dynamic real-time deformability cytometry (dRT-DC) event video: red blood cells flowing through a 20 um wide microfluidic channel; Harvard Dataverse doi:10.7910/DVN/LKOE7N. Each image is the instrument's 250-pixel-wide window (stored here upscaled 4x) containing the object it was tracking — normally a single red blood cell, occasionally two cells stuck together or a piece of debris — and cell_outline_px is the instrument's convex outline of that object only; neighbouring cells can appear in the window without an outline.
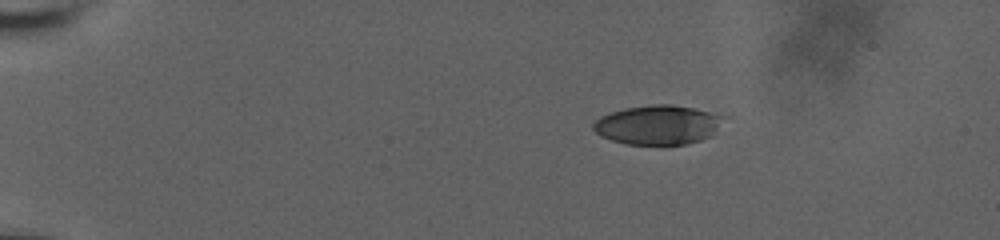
{"species": "human", "species_latin": "Homo sapiens", "temperature_condition": "room temperature", "stored_images_in_passage": 47, "camera_frame_rate_fps": 3000, "um_per_image_px": 0.085, "donor": {"sex": "male"}, "frame": {"image": 1, "passage_image": 1, "time_ms": 0.0, "image_size_px": [1000, 240], "cell_outline_px": [[720, 120], [712, 136], [700, 140], [684, 144], [628, 144], [612, 140], [600, 136], [592, 128], [592, 124], [600, 116], [624, 108], [652, 104], [672, 104], [692, 108], [708, 112], [720, 116]], "centroid_in_image_um": [55.83, 10.61], "position_along_channel_um": 29.2, "area_um2": 29.3}}
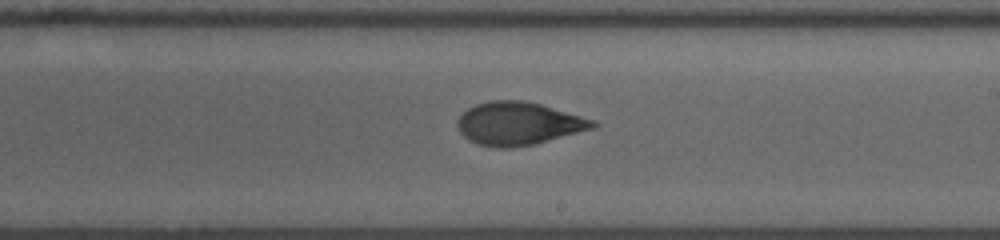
{"frame": {"image": 2, "passage_image": 26, "time_ms": 8.333, "image_size_px": [1000, 240], "cell_outline_px": [[600, 124], [596, 128], [532, 144], [512, 148], [496, 148], [476, 144], [468, 140], [460, 132], [456, 124], [456, 120], [468, 108], [476, 104], [488, 100], [524, 100], [540, 104], [596, 120]], "centroid_in_image_um": [44.07, 10.5], "position_along_channel_um": 244.9, "area_um2": 34.1}}
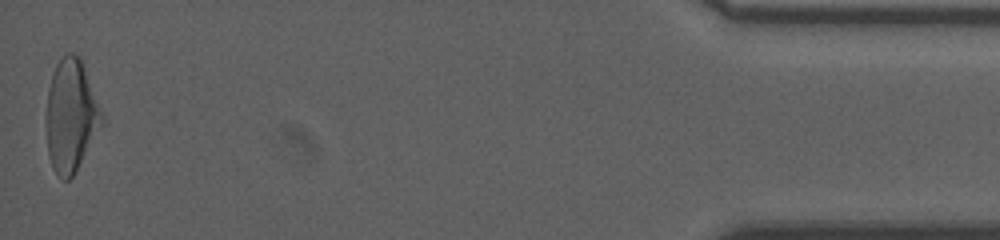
{"frame": {"image": 3, "passage_image": 47, "time_ms": 15.333, "image_size_px": [1000, 240], "cell_outline_px": [[104, 124], [72, 176], [68, 180], [64, 180], [52, 168], [48, 152], [44, 124], [44, 120], [48, 88], [56, 64], [64, 52], [72, 52], [80, 56], [104, 116]], "centroid_in_image_um": [6.02, 9.8], "position_along_channel_um": 429.2, "area_um2": 36.93}, "authors_computed_cell_mechanics": {"area_um2": 33.4662, "velocity_mm_per_s": 3.8007, "shape_relaxation_time_tau1_ms": 7.6024, "shape_relaxation_time_tau2_ms": 1.9881, "deformation_change_tau1": 0.2494, "deformation_change_tau2": 0.0702}}